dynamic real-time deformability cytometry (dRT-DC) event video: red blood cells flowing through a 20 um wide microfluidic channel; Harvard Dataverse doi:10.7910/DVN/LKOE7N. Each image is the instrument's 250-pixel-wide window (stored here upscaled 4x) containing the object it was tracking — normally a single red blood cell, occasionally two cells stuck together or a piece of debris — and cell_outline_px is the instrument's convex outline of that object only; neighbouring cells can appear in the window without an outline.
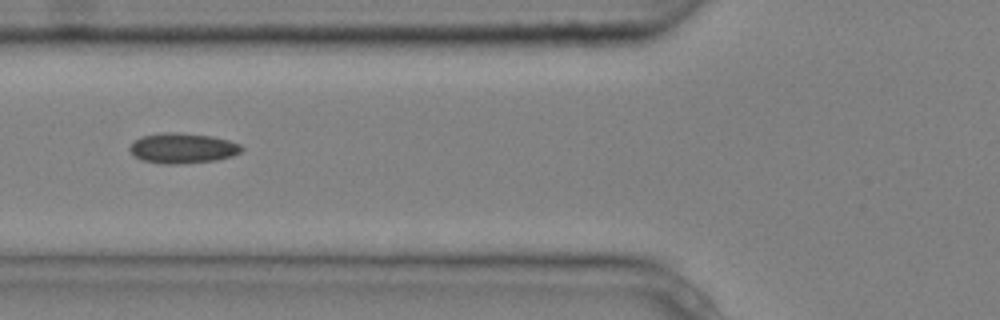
{"species": "common noctule bat (a hibernating species)", "species_latin": "Nyctalus noctula", "temperature_condition": "cold", "stored_images_in_passage": 10, "camera_frame_rate_fps": 3000, "um_per_image_px": 0.085, "animal": {"sex": "male", "body_mass_g": 20.4}, "frame": {"image": 1, "passage_image": 6, "time_ms": 1.667, "image_size_px": [1000, 320], "cell_outline_px": [[244, 148], [240, 152], [232, 156], [216, 160], [184, 164], [164, 164], [144, 160], [136, 156], [128, 148], [140, 136], [160, 132], [176, 132], [212, 136], [228, 140], [240, 144]], "centroid_in_image_um": [15.54, 12.59], "position_along_channel_um": 110.3, "area_um2": 19.71}}
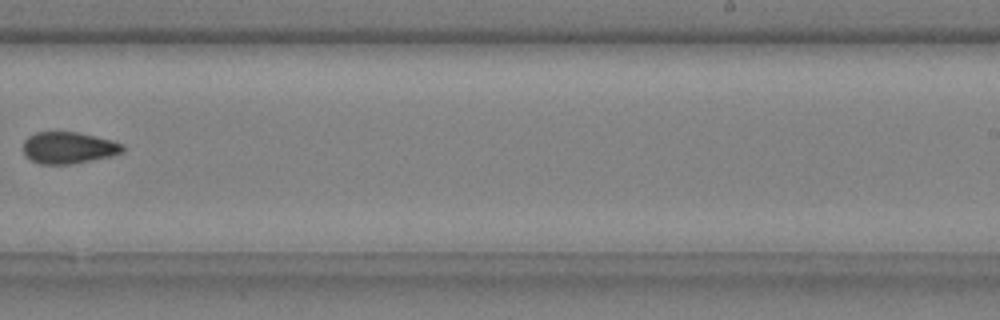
{"frame": {"image": 2, "passage_image": 10, "time_ms": 3.0, "image_size_px": [1000, 320], "cell_outline_px": [[124, 152], [112, 156], [72, 164], [40, 164], [32, 160], [24, 152], [24, 140], [28, 136], [36, 132], [76, 132], [112, 140], [124, 144]], "centroid_in_image_um": [5.86, 12.56], "position_along_channel_um": 283.1, "area_um2": 18.32}}